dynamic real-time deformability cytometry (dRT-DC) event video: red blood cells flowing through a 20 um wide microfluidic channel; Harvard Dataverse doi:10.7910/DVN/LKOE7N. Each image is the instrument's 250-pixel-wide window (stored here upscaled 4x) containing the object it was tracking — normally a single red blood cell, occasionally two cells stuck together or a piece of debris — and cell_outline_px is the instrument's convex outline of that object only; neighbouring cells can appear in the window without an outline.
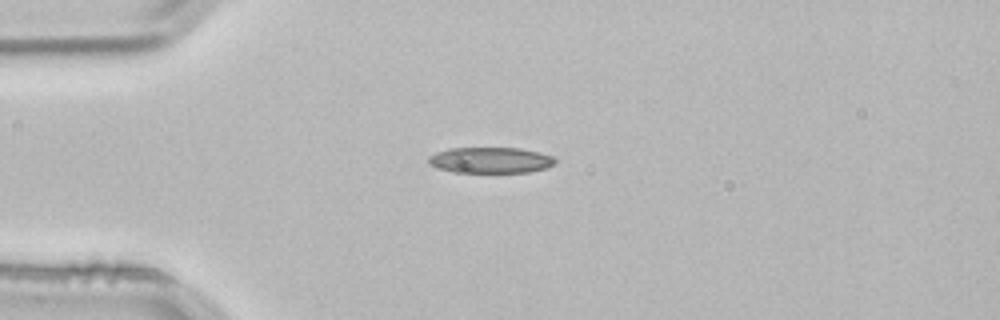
{"species": "common noctule bat (a hibernating species)", "species_latin": "Nyctalus noctula", "temperature_condition": "room temperature", "stored_images_in_passage": 1, "camera_frame_rate_fps": 3000, "um_per_image_px": 0.085, "animal": {"sex": "male", "body_mass_g": 21.5, "forearm_length_mm": 52.0}, "frame": {"image": 1, "passage_image": 1, "time_ms": 0.0, "image_size_px": [1000, 320], "cell_outline_px": [[556, 160], [552, 164], [544, 168], [528, 172], [456, 172], [436, 168], [428, 164], [428, 156], [436, 152], [452, 148], [520, 148], [540, 152], [552, 156]], "centroid_in_image_um": [41.65, 13.61], "position_along_channel_um": 43.4, "area_um2": 19.02}}